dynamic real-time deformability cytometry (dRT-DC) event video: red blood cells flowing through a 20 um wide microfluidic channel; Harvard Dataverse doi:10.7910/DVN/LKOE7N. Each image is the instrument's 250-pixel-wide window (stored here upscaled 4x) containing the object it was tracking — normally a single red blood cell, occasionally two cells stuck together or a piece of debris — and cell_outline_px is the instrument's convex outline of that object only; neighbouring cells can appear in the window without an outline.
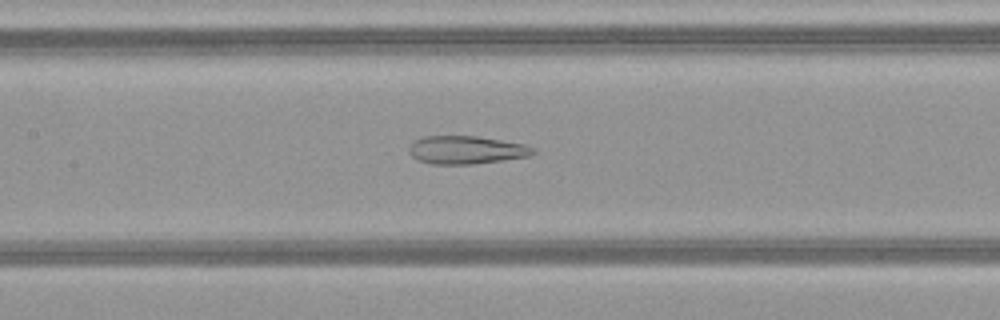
{"species": "common noctule bat (a hibernating species)", "species_latin": "Nyctalus noctula", "temperature_condition": "warm", "stored_images_in_passage": 50, "camera_frame_rate_fps": 3000, "um_per_image_px": 0.085, "animal": {"sex": "female", "body_mass_g": 21.9}, "frame": {"image": 1, "passage_image": 24, "time_ms": 7.667, "image_size_px": [1000, 320], "cell_outline_px": [[536, 152], [528, 156], [472, 164], [432, 164], [420, 160], [412, 156], [408, 152], [408, 148], [412, 140], [424, 136], [476, 136], [524, 144], [536, 148]], "centroid_in_image_um": [39.59, 12.73], "position_along_channel_um": 167.8, "area_um2": 20.23}}
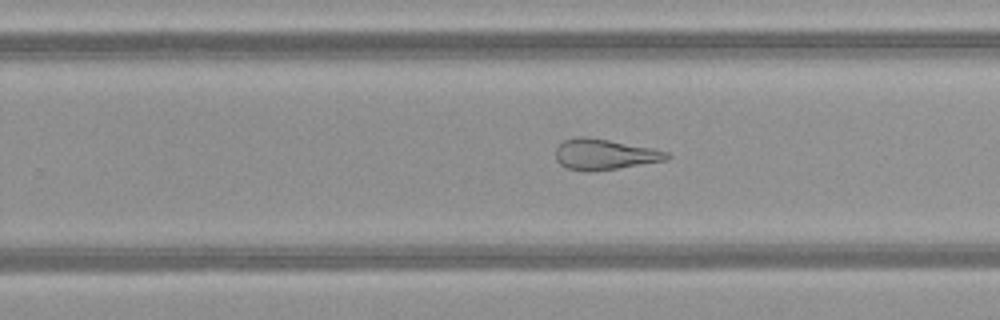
{"frame": {"image": 2, "passage_image": 32, "time_ms": 10.333, "image_size_px": [1000, 320], "cell_outline_px": [[672, 156], [668, 160], [616, 168], [588, 172], [584, 172], [568, 168], [560, 164], [556, 160], [556, 148], [564, 140], [576, 136], [584, 136], [608, 140], [652, 148], [668, 152]], "centroid_in_image_um": [51.38, 13.12], "position_along_channel_um": 278.4, "area_um2": 19.83}}
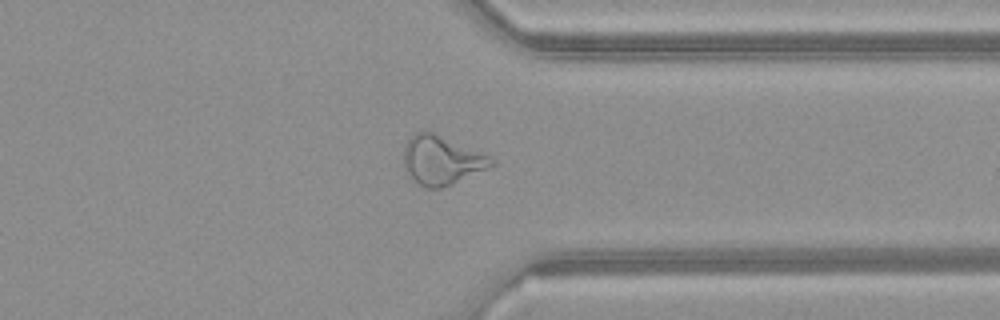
{"frame": {"image": 3, "passage_image": 39, "time_ms": 12.667, "image_size_px": [1000, 320], "cell_outline_px": [[496, 164], [488, 168], [440, 188], [424, 188], [404, 168], [404, 148], [408, 140], [416, 132], [424, 128], [488, 156], [496, 160]], "centroid_in_image_um": [37.51, 13.59], "position_along_channel_um": 373.9, "area_um2": 24.45}, "authors_computed_cell_mechanics": {"area_um2": 27.2527, "velocity_mm_per_s": 4.1628, "shape_relaxation_time_tau1_ms": null, "shape_relaxation_time_tau2_ms": 1.6875, "deformation_change_tau1": null, "deformation_change_tau2": 0.1179}}